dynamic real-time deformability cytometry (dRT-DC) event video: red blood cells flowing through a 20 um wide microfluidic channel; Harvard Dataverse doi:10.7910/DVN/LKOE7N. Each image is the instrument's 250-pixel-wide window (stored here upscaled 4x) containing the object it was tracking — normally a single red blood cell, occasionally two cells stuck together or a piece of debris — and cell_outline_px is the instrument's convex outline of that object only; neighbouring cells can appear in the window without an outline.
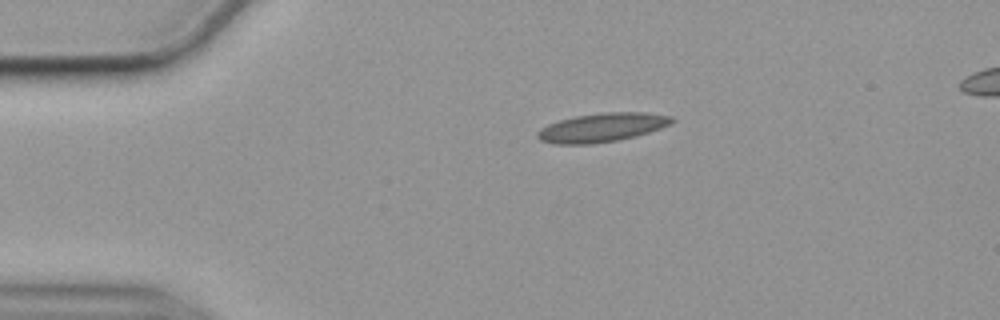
{"species": "common noctule bat (a hibernating species)", "species_latin": "Nyctalus noctula", "temperature_condition": "cold", "stored_images_in_passage": 46, "camera_frame_rate_fps": 3000, "um_per_image_px": 0.085, "animal": {"sex": "female", "body_mass_g": 19.9}, "frame": {"image": 1, "passage_image": 1, "time_ms": 0.0, "image_size_px": [1000, 320], "cell_outline_px": [[676, 120], [672, 124], [636, 136], [616, 140], [588, 144], [556, 144], [540, 140], [536, 136], [536, 132], [540, 128], [548, 124], [560, 120], [576, 116], [604, 112], [644, 112], [672, 116]], "centroid_in_image_um": [51.18, 10.83], "position_along_channel_um": 33.8, "area_um2": 22.54}}
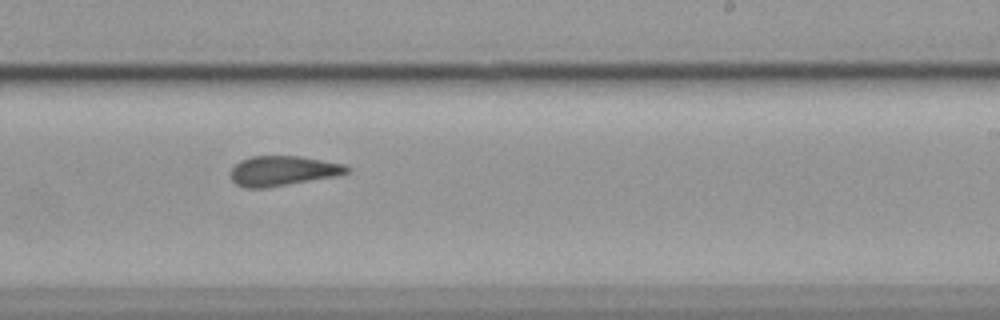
{"frame": {"image": 2, "passage_image": 24, "time_ms": 7.667, "image_size_px": [1000, 320], "cell_outline_px": [[352, 168], [348, 172], [340, 176], [264, 188], [244, 188], [236, 184], [232, 180], [232, 168], [240, 160], [252, 156], [300, 156], [348, 164]], "centroid_in_image_um": [24.12, 14.52], "position_along_channel_um": 264.9, "area_um2": 20.52}}
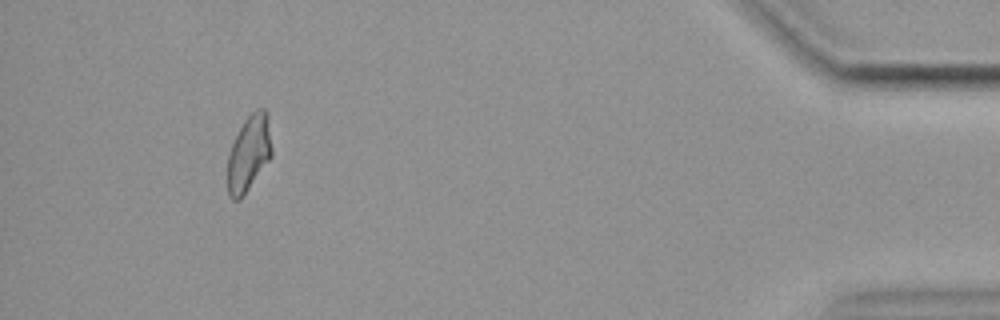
{"frame": {"image": 3, "passage_image": 42, "time_ms": 13.667, "image_size_px": [1000, 320], "cell_outline_px": [[272, 156], [240, 200], [232, 200], [228, 196], [228, 152], [244, 120], [256, 108], [264, 108], [268, 112], [272, 148]], "centroid_in_image_um": [21.17, 13.01], "position_along_channel_um": 414.0, "area_um2": 19.65}, "authors_computed_cell_mechanics": {"area_um2": 20.4901, "velocity_mm_per_s": 3.5497, "shape_relaxation_time_tau1_ms": null, "shape_relaxation_time_tau2_ms": 4.7999, "deformation_change_tau1": null, "deformation_change_tau2": 0.1127}}